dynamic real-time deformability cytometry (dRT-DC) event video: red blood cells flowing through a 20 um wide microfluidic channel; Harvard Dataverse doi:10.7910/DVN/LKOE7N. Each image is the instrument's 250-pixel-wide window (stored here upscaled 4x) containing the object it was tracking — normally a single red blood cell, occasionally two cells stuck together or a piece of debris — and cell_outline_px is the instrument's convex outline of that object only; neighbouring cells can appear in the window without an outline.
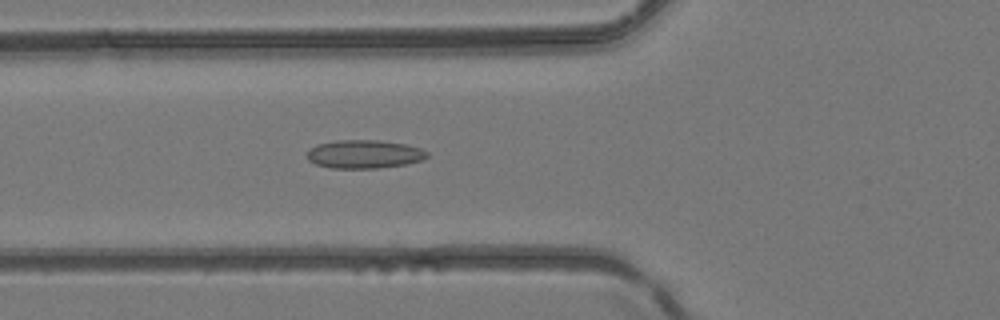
{"species": "common noctule bat (a hibernating species)", "species_latin": "Nyctalus noctula", "temperature_condition": "room temperature", "stored_images_in_passage": 49, "camera_frame_rate_fps": 3000, "um_per_image_px": 0.085, "animal": {"sex": "female", "body_mass_g": 24.6, "forearm_length_mm": 56.2}, "frame": {"image": 1, "passage_image": 19, "time_ms": 6.0, "image_size_px": [1000, 320], "cell_outline_px": [[428, 156], [420, 160], [404, 164], [380, 168], [332, 168], [316, 164], [308, 160], [308, 148], [316, 144], [336, 140], [380, 140], [404, 144], [420, 148], [428, 152]], "centroid_in_image_um": [30.92, 13.09], "position_along_channel_um": 94.9, "area_um2": 19.83}}
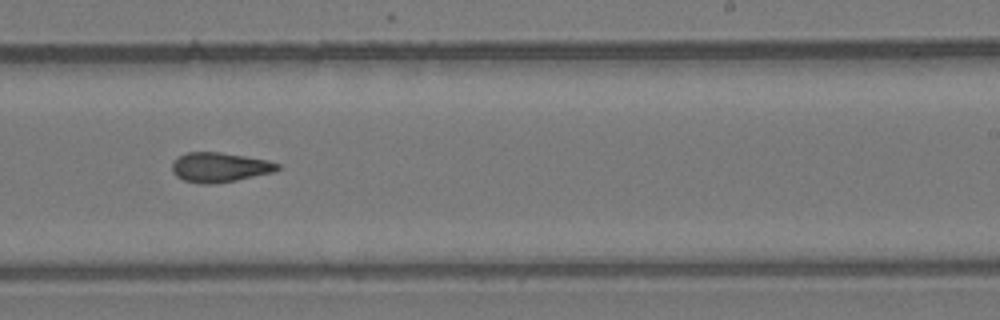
{"frame": {"image": 2, "passage_image": 31, "time_ms": 10.0, "image_size_px": [1000, 320], "cell_outline_px": [[280, 168], [272, 172], [236, 180], [212, 184], [200, 184], [184, 180], [176, 176], [172, 172], [172, 164], [180, 156], [188, 152], [220, 152], [268, 160], [280, 164]], "centroid_in_image_um": [18.66, 14.22], "position_along_channel_um": 270.3, "area_um2": 18.03}}
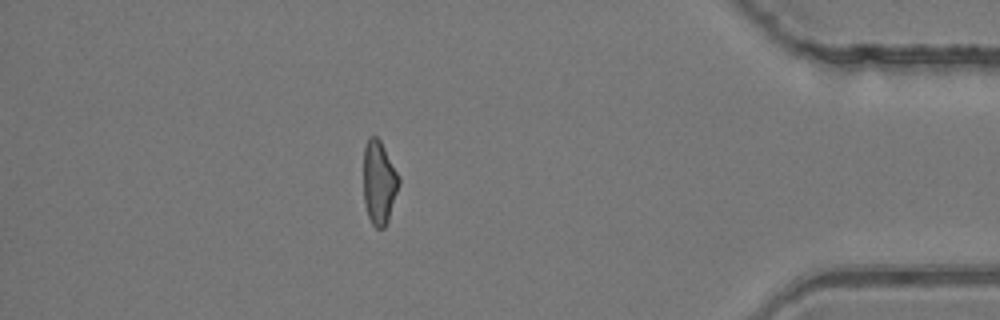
{"frame": {"image": 3, "passage_image": 43, "time_ms": 14.0, "image_size_px": [1000, 320], "cell_outline_px": [[400, 184], [388, 220], [384, 228], [376, 228], [372, 224], [368, 216], [364, 204], [364, 148], [368, 136], [376, 136], [380, 140], [400, 176]], "centroid_in_image_um": [32.23, 15.51], "position_along_channel_um": 403.0, "area_um2": 17.34}}